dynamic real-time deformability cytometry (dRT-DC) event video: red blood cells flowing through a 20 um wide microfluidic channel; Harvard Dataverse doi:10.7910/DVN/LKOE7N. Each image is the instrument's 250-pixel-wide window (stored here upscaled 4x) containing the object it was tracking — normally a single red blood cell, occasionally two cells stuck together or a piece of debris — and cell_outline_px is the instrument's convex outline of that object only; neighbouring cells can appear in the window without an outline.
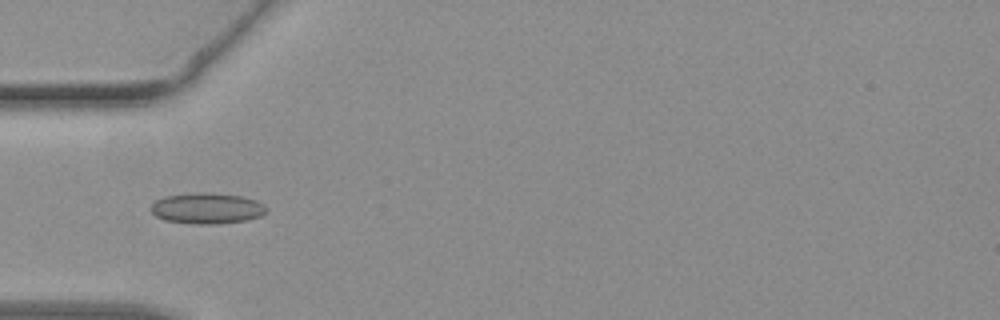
{"species": "common noctule bat (a hibernating species)", "species_latin": "Nyctalus noctula", "temperature_condition": "warm", "stored_images_in_passage": 42, "camera_frame_rate_fps": 3000, "um_per_image_px": 0.085, "animal": {"sex": "female", "body_mass_g": 19.3, "forearm_length_mm": 54.1}, "frame": {"image": 1, "passage_image": 12, "time_ms": 3.667, "image_size_px": [1000, 320], "cell_outline_px": [[268, 212], [260, 216], [248, 220], [216, 224], [192, 224], [164, 220], [156, 216], [148, 208], [156, 200], [164, 196], [240, 196], [256, 200], [264, 204], [268, 208]], "centroid_in_image_um": [17.62, 17.78], "position_along_channel_um": 67.4, "area_um2": 19.83}}
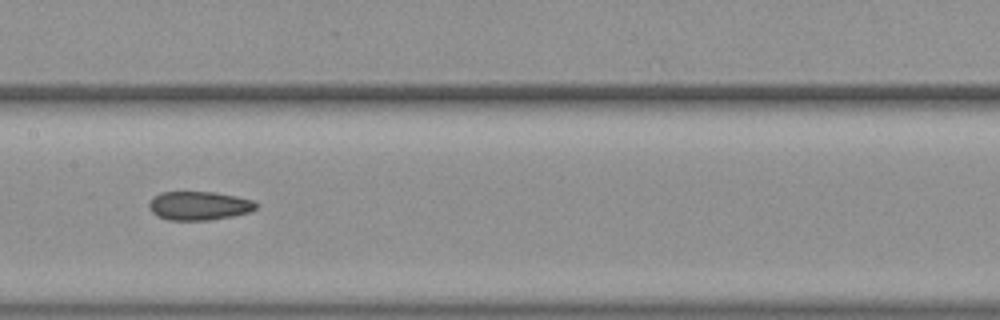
{"frame": {"image": 2, "passage_image": 20, "time_ms": 6.333, "image_size_px": [1000, 320], "cell_outline_px": [[260, 204], [252, 212], [232, 216], [208, 220], [168, 220], [156, 216], [152, 212], [148, 204], [160, 192], [216, 192], [236, 196], [252, 200]], "centroid_in_image_um": [16.96, 17.49], "position_along_channel_um": 190.4, "area_um2": 17.98}}
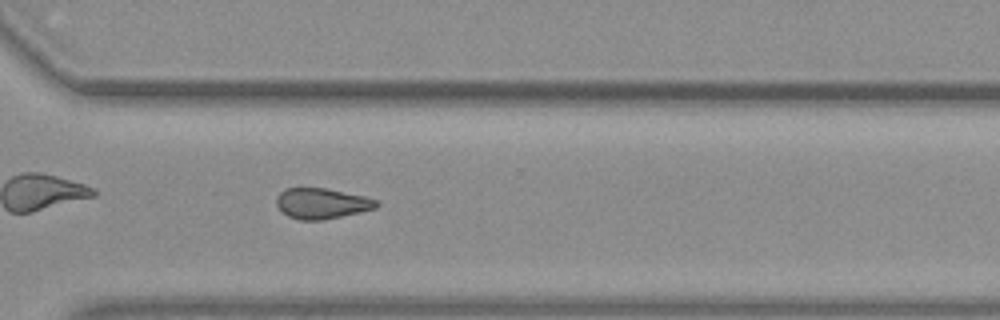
{"frame": {"image": 3, "passage_image": 30, "time_ms": 9.667, "image_size_px": [1000, 320], "cell_outline_px": [[380, 204], [376, 208], [360, 212], [324, 220], [300, 220], [288, 216], [276, 204], [276, 200], [280, 192], [288, 188], [328, 188], [364, 196], [376, 200]], "centroid_in_image_um": [27.37, 17.29], "position_along_channel_um": 343.2, "area_um2": 17.74}}